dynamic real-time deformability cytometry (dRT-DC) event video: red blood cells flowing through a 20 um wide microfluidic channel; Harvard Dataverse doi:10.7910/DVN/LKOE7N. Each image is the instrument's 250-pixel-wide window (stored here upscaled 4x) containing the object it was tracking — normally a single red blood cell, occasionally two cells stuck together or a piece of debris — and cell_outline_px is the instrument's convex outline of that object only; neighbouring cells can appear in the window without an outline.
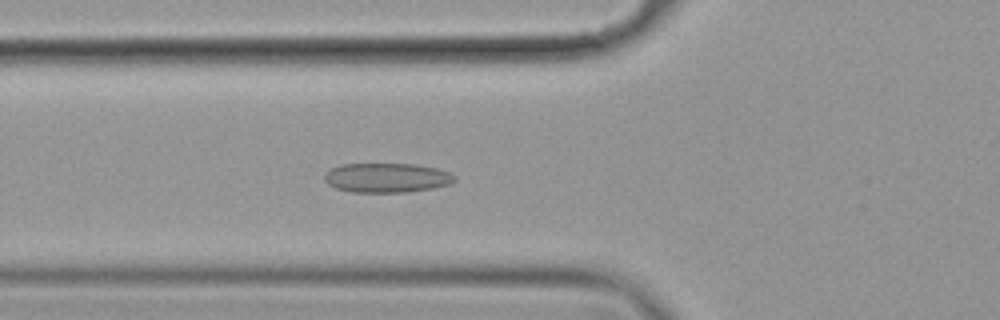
{"species": "common noctule bat (a hibernating species)", "species_latin": "Nyctalus noctula", "temperature_condition": "cold", "stored_images_in_passage": 57, "camera_frame_rate_fps": 3000, "um_per_image_px": 0.085, "animal": {"sex": "female", "body_mass_g": 19.9}, "frame": {"image": 1, "passage_image": 21, "time_ms": 6.667, "image_size_px": [1000, 320], "cell_outline_px": [[456, 180], [448, 184], [432, 188], [404, 192], [352, 192], [336, 188], [328, 184], [324, 180], [324, 176], [332, 168], [340, 164], [416, 164], [436, 168], [448, 172], [456, 176]], "centroid_in_image_um": [32.87, 15.1], "position_along_channel_um": 92.9, "area_um2": 22.2}}
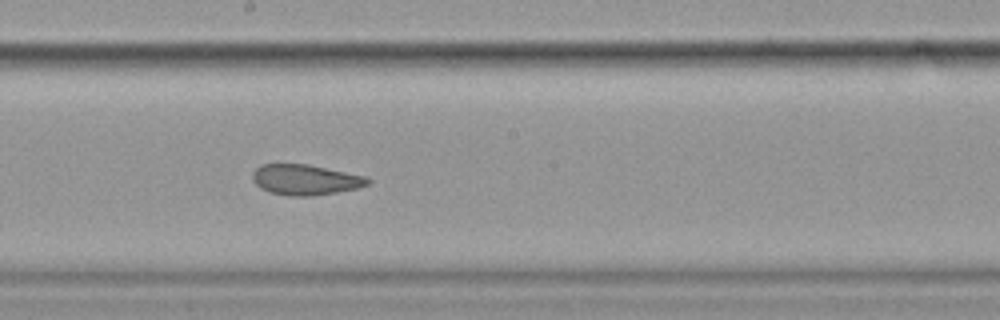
{"frame": {"image": 2, "passage_image": 32, "time_ms": 10.333, "image_size_px": [1000, 320], "cell_outline_px": [[372, 180], [368, 184], [356, 188], [336, 192], [312, 196], [292, 196], [272, 192], [260, 188], [252, 180], [252, 172], [260, 164], [308, 164], [368, 176]], "centroid_in_image_um": [25.96, 15.26], "position_along_channel_um": 222.2, "area_um2": 20.52}}
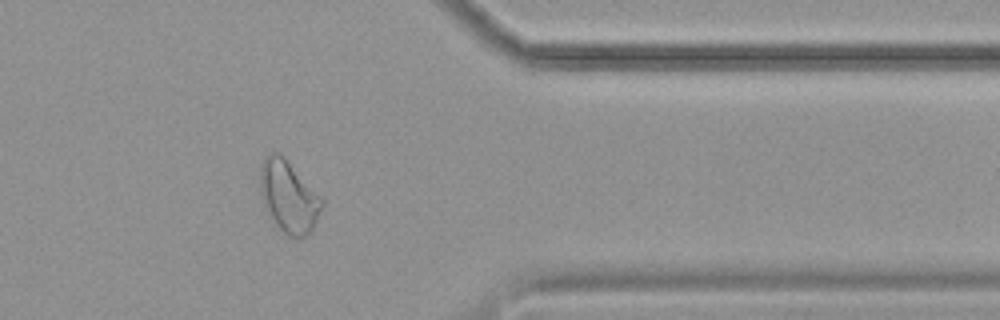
{"frame": {"image": 3, "passage_image": 47, "time_ms": 15.333, "image_size_px": [1000, 320], "cell_outline_px": [[324, 204], [308, 236], [288, 236], [268, 216], [264, 208], [260, 192], [260, 164], [264, 156], [268, 152], [280, 152], [284, 156], [324, 200]], "centroid_in_image_um": [24.5, 16.67], "position_along_channel_um": 386.9, "area_um2": 25.95}, "authors_computed_cell_mechanics": {"area_um2": 24.2182, "velocity_mm_per_s": 3.5265, "shape_relaxation_time_tau1_ms": null, "shape_relaxation_time_tau2_ms": 3.0106, "deformation_change_tau1": null, "deformation_change_tau2": 0.1017}}